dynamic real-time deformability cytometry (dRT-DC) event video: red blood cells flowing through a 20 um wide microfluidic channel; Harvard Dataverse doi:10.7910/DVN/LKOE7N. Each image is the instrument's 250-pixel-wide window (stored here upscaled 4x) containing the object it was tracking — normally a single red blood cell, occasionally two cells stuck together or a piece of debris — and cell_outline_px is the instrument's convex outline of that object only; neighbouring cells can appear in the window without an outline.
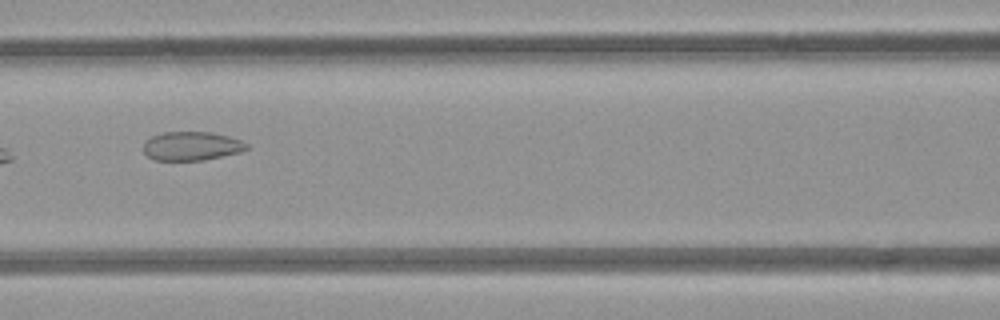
{"species": "common noctule bat (a hibernating species)", "species_latin": "Nyctalus noctula", "temperature_condition": "room temperature", "stored_images_in_passage": 4, "camera_frame_rate_fps": 3000, "um_per_image_px": 0.085, "animal": {"sex": "female", "body_mass_g": 21.9}, "frame": {"image": 1, "passage_image": 4, "time_ms": 3.333, "image_size_px": [1000, 320], "cell_outline_px": [[248, 148], [240, 152], [204, 160], [156, 160], [148, 156], [144, 152], [144, 144], [152, 136], [164, 132], [212, 132], [228, 136], [240, 140], [248, 144]], "centroid_in_image_um": [16.3, 12.41], "position_along_channel_um": 150.3, "area_um2": 17.17}}